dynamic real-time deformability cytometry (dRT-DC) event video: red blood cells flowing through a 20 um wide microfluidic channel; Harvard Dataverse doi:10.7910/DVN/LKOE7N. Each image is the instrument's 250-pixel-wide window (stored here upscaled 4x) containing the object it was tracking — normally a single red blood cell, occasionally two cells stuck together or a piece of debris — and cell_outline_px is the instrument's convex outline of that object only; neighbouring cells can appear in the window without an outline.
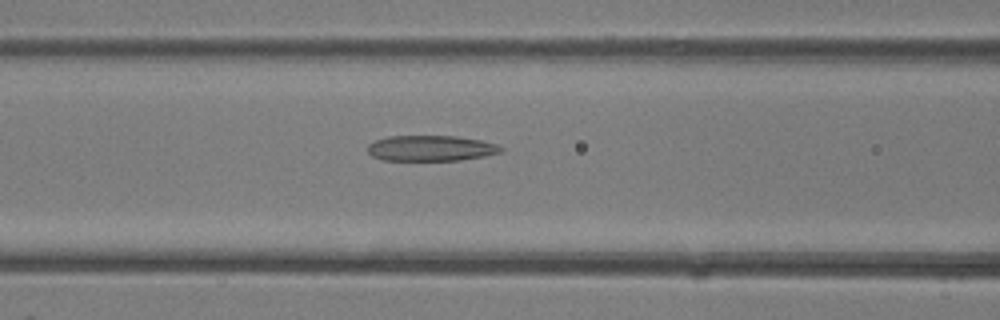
{"species": "common noctule bat (a hibernating species)", "species_latin": "Nyctalus noctula", "temperature_condition": "room temperature", "stored_images_in_passage": 36, "camera_frame_rate_fps": 3000, "um_per_image_px": 0.085, "animal": {"sex": "female"}, "frame": {"image": 1, "passage_image": 15, "time_ms": 4.667, "image_size_px": [1000, 320], "cell_outline_px": [[504, 148], [500, 152], [484, 156], [460, 160], [384, 160], [372, 156], [368, 152], [368, 144], [376, 140], [388, 136], [456, 136], [480, 140], [496, 144]], "centroid_in_image_um": [36.61, 12.6], "position_along_channel_um": 130.0, "area_um2": 19.77}}
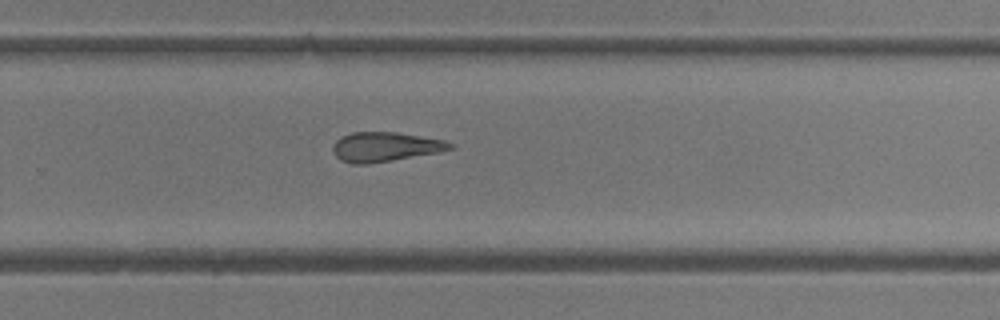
{"frame": {"image": 2, "passage_image": 24, "time_ms": 7.667, "image_size_px": [1000, 320], "cell_outline_px": [[456, 148], [440, 152], [392, 160], [364, 164], [352, 164], [340, 160], [332, 152], [332, 148], [336, 140], [340, 136], [352, 132], [396, 132], [444, 140], [456, 144]], "centroid_in_image_um": [32.75, 12.48], "position_along_channel_um": 297.0, "area_um2": 20.29}}
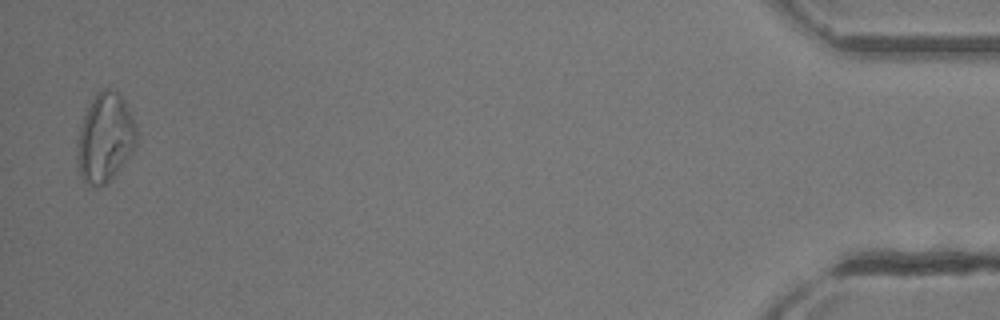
{"frame": {"image": 3, "passage_image": 36, "time_ms": 11.667, "image_size_px": [1000, 320], "cell_outline_px": [[136, 144], [132, 152], [120, 168], [104, 184], [84, 184], [76, 160], [76, 140], [84, 116], [96, 92], [104, 88], [108, 88], [116, 92], [124, 100], [136, 128]], "centroid_in_image_um": [8.9, 11.7], "position_along_channel_um": 426.3, "area_um2": 30.23}}